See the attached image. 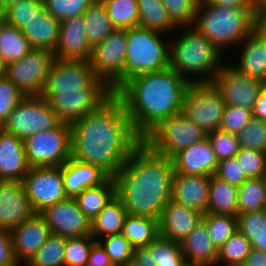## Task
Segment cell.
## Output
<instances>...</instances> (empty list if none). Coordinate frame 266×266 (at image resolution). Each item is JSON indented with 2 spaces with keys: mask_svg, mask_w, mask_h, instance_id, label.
<instances>
[{
  "mask_svg": "<svg viewBox=\"0 0 266 266\" xmlns=\"http://www.w3.org/2000/svg\"><path fill=\"white\" fill-rule=\"evenodd\" d=\"M133 259L140 266H155V260L152 256V252L148 247L134 248Z\"/></svg>",
  "mask_w": 266,
  "mask_h": 266,
  "instance_id": "6f0895ef",
  "label": "cell"
},
{
  "mask_svg": "<svg viewBox=\"0 0 266 266\" xmlns=\"http://www.w3.org/2000/svg\"><path fill=\"white\" fill-rule=\"evenodd\" d=\"M128 215L121 199L115 195L98 215L91 220V236L98 241L102 237L121 234Z\"/></svg>",
  "mask_w": 266,
  "mask_h": 266,
  "instance_id": "f1b7e54d",
  "label": "cell"
},
{
  "mask_svg": "<svg viewBox=\"0 0 266 266\" xmlns=\"http://www.w3.org/2000/svg\"><path fill=\"white\" fill-rule=\"evenodd\" d=\"M211 176L184 175L174 172L171 200L207 213Z\"/></svg>",
  "mask_w": 266,
  "mask_h": 266,
  "instance_id": "603a6c76",
  "label": "cell"
},
{
  "mask_svg": "<svg viewBox=\"0 0 266 266\" xmlns=\"http://www.w3.org/2000/svg\"><path fill=\"white\" fill-rule=\"evenodd\" d=\"M71 157L114 177L142 143L125 105L114 94L98 110L70 123Z\"/></svg>",
  "mask_w": 266,
  "mask_h": 266,
  "instance_id": "6da1fadb",
  "label": "cell"
},
{
  "mask_svg": "<svg viewBox=\"0 0 266 266\" xmlns=\"http://www.w3.org/2000/svg\"><path fill=\"white\" fill-rule=\"evenodd\" d=\"M44 9L60 22L83 15L94 0H42Z\"/></svg>",
  "mask_w": 266,
  "mask_h": 266,
  "instance_id": "ee69618b",
  "label": "cell"
},
{
  "mask_svg": "<svg viewBox=\"0 0 266 266\" xmlns=\"http://www.w3.org/2000/svg\"><path fill=\"white\" fill-rule=\"evenodd\" d=\"M104 6L115 28L128 29L139 25L137 0H109Z\"/></svg>",
  "mask_w": 266,
  "mask_h": 266,
  "instance_id": "f35d334b",
  "label": "cell"
},
{
  "mask_svg": "<svg viewBox=\"0 0 266 266\" xmlns=\"http://www.w3.org/2000/svg\"><path fill=\"white\" fill-rule=\"evenodd\" d=\"M155 260V266H184L185 258L180 243L158 236L147 246Z\"/></svg>",
  "mask_w": 266,
  "mask_h": 266,
  "instance_id": "b9f144b4",
  "label": "cell"
},
{
  "mask_svg": "<svg viewBox=\"0 0 266 266\" xmlns=\"http://www.w3.org/2000/svg\"><path fill=\"white\" fill-rule=\"evenodd\" d=\"M203 213L170 200L159 219V236L175 242L182 241L202 220Z\"/></svg>",
  "mask_w": 266,
  "mask_h": 266,
  "instance_id": "7402d4cb",
  "label": "cell"
},
{
  "mask_svg": "<svg viewBox=\"0 0 266 266\" xmlns=\"http://www.w3.org/2000/svg\"><path fill=\"white\" fill-rule=\"evenodd\" d=\"M255 9L217 6L199 1L193 27L221 53L240 45L254 30Z\"/></svg>",
  "mask_w": 266,
  "mask_h": 266,
  "instance_id": "5b68a950",
  "label": "cell"
},
{
  "mask_svg": "<svg viewBox=\"0 0 266 266\" xmlns=\"http://www.w3.org/2000/svg\"><path fill=\"white\" fill-rule=\"evenodd\" d=\"M19 0H0V9L4 11L9 6L17 3Z\"/></svg>",
  "mask_w": 266,
  "mask_h": 266,
  "instance_id": "e7e4bbea",
  "label": "cell"
},
{
  "mask_svg": "<svg viewBox=\"0 0 266 266\" xmlns=\"http://www.w3.org/2000/svg\"><path fill=\"white\" fill-rule=\"evenodd\" d=\"M95 242L91 235L66 238L65 266H83L88 261L90 249Z\"/></svg>",
  "mask_w": 266,
  "mask_h": 266,
  "instance_id": "7dc6e473",
  "label": "cell"
},
{
  "mask_svg": "<svg viewBox=\"0 0 266 266\" xmlns=\"http://www.w3.org/2000/svg\"><path fill=\"white\" fill-rule=\"evenodd\" d=\"M207 134L182 113L161 120L142 142L155 154L172 158L179 151L205 139Z\"/></svg>",
  "mask_w": 266,
  "mask_h": 266,
  "instance_id": "52a82bcc",
  "label": "cell"
},
{
  "mask_svg": "<svg viewBox=\"0 0 266 266\" xmlns=\"http://www.w3.org/2000/svg\"><path fill=\"white\" fill-rule=\"evenodd\" d=\"M83 17L87 40L92 48L105 40L116 29L102 3L94 2L83 14Z\"/></svg>",
  "mask_w": 266,
  "mask_h": 266,
  "instance_id": "e575fe53",
  "label": "cell"
},
{
  "mask_svg": "<svg viewBox=\"0 0 266 266\" xmlns=\"http://www.w3.org/2000/svg\"><path fill=\"white\" fill-rule=\"evenodd\" d=\"M20 31L29 40L32 48L55 52L60 33V21L45 9L32 18Z\"/></svg>",
  "mask_w": 266,
  "mask_h": 266,
  "instance_id": "83f0119b",
  "label": "cell"
},
{
  "mask_svg": "<svg viewBox=\"0 0 266 266\" xmlns=\"http://www.w3.org/2000/svg\"><path fill=\"white\" fill-rule=\"evenodd\" d=\"M13 251L19 265H26L51 235L44 218L35 213L11 231Z\"/></svg>",
  "mask_w": 266,
  "mask_h": 266,
  "instance_id": "d6986e66",
  "label": "cell"
},
{
  "mask_svg": "<svg viewBox=\"0 0 266 266\" xmlns=\"http://www.w3.org/2000/svg\"><path fill=\"white\" fill-rule=\"evenodd\" d=\"M0 266H20L14 255L11 232L5 229H0Z\"/></svg>",
  "mask_w": 266,
  "mask_h": 266,
  "instance_id": "11a10c76",
  "label": "cell"
},
{
  "mask_svg": "<svg viewBox=\"0 0 266 266\" xmlns=\"http://www.w3.org/2000/svg\"><path fill=\"white\" fill-rule=\"evenodd\" d=\"M88 262L93 263L95 266H107L111 264L109 256L98 241L90 249Z\"/></svg>",
  "mask_w": 266,
  "mask_h": 266,
  "instance_id": "9f6ffc18",
  "label": "cell"
},
{
  "mask_svg": "<svg viewBox=\"0 0 266 266\" xmlns=\"http://www.w3.org/2000/svg\"><path fill=\"white\" fill-rule=\"evenodd\" d=\"M139 8V27L151 29L165 35L178 26L169 17V14L161 0H137ZM167 33V34H166Z\"/></svg>",
  "mask_w": 266,
  "mask_h": 266,
  "instance_id": "1f68e13d",
  "label": "cell"
},
{
  "mask_svg": "<svg viewBox=\"0 0 266 266\" xmlns=\"http://www.w3.org/2000/svg\"><path fill=\"white\" fill-rule=\"evenodd\" d=\"M30 167L62 166L71 158L70 124L60 122L55 128L31 135L24 140Z\"/></svg>",
  "mask_w": 266,
  "mask_h": 266,
  "instance_id": "ba28073f",
  "label": "cell"
},
{
  "mask_svg": "<svg viewBox=\"0 0 266 266\" xmlns=\"http://www.w3.org/2000/svg\"><path fill=\"white\" fill-rule=\"evenodd\" d=\"M119 266H140L134 259H131L129 261H126L124 264H121Z\"/></svg>",
  "mask_w": 266,
  "mask_h": 266,
  "instance_id": "003e7915",
  "label": "cell"
},
{
  "mask_svg": "<svg viewBox=\"0 0 266 266\" xmlns=\"http://www.w3.org/2000/svg\"><path fill=\"white\" fill-rule=\"evenodd\" d=\"M251 119H253L252 110L226 105L219 129L237 135Z\"/></svg>",
  "mask_w": 266,
  "mask_h": 266,
  "instance_id": "f5cc1de1",
  "label": "cell"
},
{
  "mask_svg": "<svg viewBox=\"0 0 266 266\" xmlns=\"http://www.w3.org/2000/svg\"><path fill=\"white\" fill-rule=\"evenodd\" d=\"M33 48L20 29L5 23L0 31V57L6 64L17 61Z\"/></svg>",
  "mask_w": 266,
  "mask_h": 266,
  "instance_id": "d590c367",
  "label": "cell"
},
{
  "mask_svg": "<svg viewBox=\"0 0 266 266\" xmlns=\"http://www.w3.org/2000/svg\"><path fill=\"white\" fill-rule=\"evenodd\" d=\"M252 249L238 230L218 249L216 266H241Z\"/></svg>",
  "mask_w": 266,
  "mask_h": 266,
  "instance_id": "74e56055",
  "label": "cell"
},
{
  "mask_svg": "<svg viewBox=\"0 0 266 266\" xmlns=\"http://www.w3.org/2000/svg\"><path fill=\"white\" fill-rule=\"evenodd\" d=\"M22 182L35 213L68 198L62 166L30 167Z\"/></svg>",
  "mask_w": 266,
  "mask_h": 266,
  "instance_id": "5bb4252c",
  "label": "cell"
},
{
  "mask_svg": "<svg viewBox=\"0 0 266 266\" xmlns=\"http://www.w3.org/2000/svg\"><path fill=\"white\" fill-rule=\"evenodd\" d=\"M83 266H95V265L93 263H90V262L87 261ZM107 266H118V265L111 263V264H109Z\"/></svg>",
  "mask_w": 266,
  "mask_h": 266,
  "instance_id": "2644e50d",
  "label": "cell"
},
{
  "mask_svg": "<svg viewBox=\"0 0 266 266\" xmlns=\"http://www.w3.org/2000/svg\"><path fill=\"white\" fill-rule=\"evenodd\" d=\"M169 17L179 26H193L200 0H161Z\"/></svg>",
  "mask_w": 266,
  "mask_h": 266,
  "instance_id": "c3c4849f",
  "label": "cell"
},
{
  "mask_svg": "<svg viewBox=\"0 0 266 266\" xmlns=\"http://www.w3.org/2000/svg\"><path fill=\"white\" fill-rule=\"evenodd\" d=\"M179 243L188 265L216 266L218 249L213 244L203 219Z\"/></svg>",
  "mask_w": 266,
  "mask_h": 266,
  "instance_id": "d4e9b609",
  "label": "cell"
},
{
  "mask_svg": "<svg viewBox=\"0 0 266 266\" xmlns=\"http://www.w3.org/2000/svg\"><path fill=\"white\" fill-rule=\"evenodd\" d=\"M163 35L164 33L139 26L126 29L124 72L111 86L114 92L131 77L169 68L170 43L165 44Z\"/></svg>",
  "mask_w": 266,
  "mask_h": 266,
  "instance_id": "8992f818",
  "label": "cell"
},
{
  "mask_svg": "<svg viewBox=\"0 0 266 266\" xmlns=\"http://www.w3.org/2000/svg\"><path fill=\"white\" fill-rule=\"evenodd\" d=\"M64 189L69 198H75L84 189L98 186L109 176L99 167L72 157L62 165Z\"/></svg>",
  "mask_w": 266,
  "mask_h": 266,
  "instance_id": "4316f807",
  "label": "cell"
},
{
  "mask_svg": "<svg viewBox=\"0 0 266 266\" xmlns=\"http://www.w3.org/2000/svg\"><path fill=\"white\" fill-rule=\"evenodd\" d=\"M98 242L113 264L119 266L133 259L134 247L122 233L102 237Z\"/></svg>",
  "mask_w": 266,
  "mask_h": 266,
  "instance_id": "bcb514c9",
  "label": "cell"
},
{
  "mask_svg": "<svg viewBox=\"0 0 266 266\" xmlns=\"http://www.w3.org/2000/svg\"><path fill=\"white\" fill-rule=\"evenodd\" d=\"M207 213L238 215V186L211 175Z\"/></svg>",
  "mask_w": 266,
  "mask_h": 266,
  "instance_id": "f546056e",
  "label": "cell"
},
{
  "mask_svg": "<svg viewBox=\"0 0 266 266\" xmlns=\"http://www.w3.org/2000/svg\"><path fill=\"white\" fill-rule=\"evenodd\" d=\"M202 219L206 222L209 236L219 249L237 230V216L205 213Z\"/></svg>",
  "mask_w": 266,
  "mask_h": 266,
  "instance_id": "60d3db41",
  "label": "cell"
},
{
  "mask_svg": "<svg viewBox=\"0 0 266 266\" xmlns=\"http://www.w3.org/2000/svg\"><path fill=\"white\" fill-rule=\"evenodd\" d=\"M51 234L72 238L91 234V221L79 209L74 198H66L39 213Z\"/></svg>",
  "mask_w": 266,
  "mask_h": 266,
  "instance_id": "e0dca14e",
  "label": "cell"
},
{
  "mask_svg": "<svg viewBox=\"0 0 266 266\" xmlns=\"http://www.w3.org/2000/svg\"><path fill=\"white\" fill-rule=\"evenodd\" d=\"M218 161L234 158L240 150L237 135L221 129L207 133Z\"/></svg>",
  "mask_w": 266,
  "mask_h": 266,
  "instance_id": "681fc988",
  "label": "cell"
},
{
  "mask_svg": "<svg viewBox=\"0 0 266 266\" xmlns=\"http://www.w3.org/2000/svg\"><path fill=\"white\" fill-rule=\"evenodd\" d=\"M266 210V176L248 178L238 187V214Z\"/></svg>",
  "mask_w": 266,
  "mask_h": 266,
  "instance_id": "836d02e7",
  "label": "cell"
},
{
  "mask_svg": "<svg viewBox=\"0 0 266 266\" xmlns=\"http://www.w3.org/2000/svg\"><path fill=\"white\" fill-rule=\"evenodd\" d=\"M254 30L266 39V11L255 12Z\"/></svg>",
  "mask_w": 266,
  "mask_h": 266,
  "instance_id": "6125c7cd",
  "label": "cell"
},
{
  "mask_svg": "<svg viewBox=\"0 0 266 266\" xmlns=\"http://www.w3.org/2000/svg\"><path fill=\"white\" fill-rule=\"evenodd\" d=\"M107 1H109V0H94V2L102 3V4L106 3Z\"/></svg>",
  "mask_w": 266,
  "mask_h": 266,
  "instance_id": "8c879c8a",
  "label": "cell"
},
{
  "mask_svg": "<svg viewBox=\"0 0 266 266\" xmlns=\"http://www.w3.org/2000/svg\"><path fill=\"white\" fill-rule=\"evenodd\" d=\"M66 238L51 234L24 266H65Z\"/></svg>",
  "mask_w": 266,
  "mask_h": 266,
  "instance_id": "ab89813d",
  "label": "cell"
},
{
  "mask_svg": "<svg viewBox=\"0 0 266 266\" xmlns=\"http://www.w3.org/2000/svg\"><path fill=\"white\" fill-rule=\"evenodd\" d=\"M239 60L230 65L237 72L250 78L266 79V39L253 30L240 44Z\"/></svg>",
  "mask_w": 266,
  "mask_h": 266,
  "instance_id": "484cf974",
  "label": "cell"
},
{
  "mask_svg": "<svg viewBox=\"0 0 266 266\" xmlns=\"http://www.w3.org/2000/svg\"><path fill=\"white\" fill-rule=\"evenodd\" d=\"M5 23L6 21L4 17V12L0 9V31Z\"/></svg>",
  "mask_w": 266,
  "mask_h": 266,
  "instance_id": "a7ac6f4b",
  "label": "cell"
},
{
  "mask_svg": "<svg viewBox=\"0 0 266 266\" xmlns=\"http://www.w3.org/2000/svg\"><path fill=\"white\" fill-rule=\"evenodd\" d=\"M256 12L266 11V0H253Z\"/></svg>",
  "mask_w": 266,
  "mask_h": 266,
  "instance_id": "be15d7a7",
  "label": "cell"
},
{
  "mask_svg": "<svg viewBox=\"0 0 266 266\" xmlns=\"http://www.w3.org/2000/svg\"><path fill=\"white\" fill-rule=\"evenodd\" d=\"M101 82L102 80L95 75L90 61L55 58L40 97L49 102L61 92L96 88Z\"/></svg>",
  "mask_w": 266,
  "mask_h": 266,
  "instance_id": "8fae6325",
  "label": "cell"
},
{
  "mask_svg": "<svg viewBox=\"0 0 266 266\" xmlns=\"http://www.w3.org/2000/svg\"><path fill=\"white\" fill-rule=\"evenodd\" d=\"M190 83L171 68L131 77L115 94L126 107L135 132L143 138L161 120L181 113Z\"/></svg>",
  "mask_w": 266,
  "mask_h": 266,
  "instance_id": "3957f363",
  "label": "cell"
},
{
  "mask_svg": "<svg viewBox=\"0 0 266 266\" xmlns=\"http://www.w3.org/2000/svg\"><path fill=\"white\" fill-rule=\"evenodd\" d=\"M176 40L170 44L169 68L190 84L211 83L226 63L221 53L193 26H179ZM224 56V57H223Z\"/></svg>",
  "mask_w": 266,
  "mask_h": 266,
  "instance_id": "277c9868",
  "label": "cell"
},
{
  "mask_svg": "<svg viewBox=\"0 0 266 266\" xmlns=\"http://www.w3.org/2000/svg\"><path fill=\"white\" fill-rule=\"evenodd\" d=\"M241 266H266V251L252 248Z\"/></svg>",
  "mask_w": 266,
  "mask_h": 266,
  "instance_id": "91938a15",
  "label": "cell"
},
{
  "mask_svg": "<svg viewBox=\"0 0 266 266\" xmlns=\"http://www.w3.org/2000/svg\"><path fill=\"white\" fill-rule=\"evenodd\" d=\"M126 50V29L117 28L92 48L90 63L94 73L110 87L124 72Z\"/></svg>",
  "mask_w": 266,
  "mask_h": 266,
  "instance_id": "9a60e30c",
  "label": "cell"
},
{
  "mask_svg": "<svg viewBox=\"0 0 266 266\" xmlns=\"http://www.w3.org/2000/svg\"><path fill=\"white\" fill-rule=\"evenodd\" d=\"M214 176L238 187L248 179L236 157L219 161Z\"/></svg>",
  "mask_w": 266,
  "mask_h": 266,
  "instance_id": "db71d44e",
  "label": "cell"
},
{
  "mask_svg": "<svg viewBox=\"0 0 266 266\" xmlns=\"http://www.w3.org/2000/svg\"><path fill=\"white\" fill-rule=\"evenodd\" d=\"M225 107L211 83L190 84L183 97L181 113L207 134L220 128Z\"/></svg>",
  "mask_w": 266,
  "mask_h": 266,
  "instance_id": "9c48e42d",
  "label": "cell"
},
{
  "mask_svg": "<svg viewBox=\"0 0 266 266\" xmlns=\"http://www.w3.org/2000/svg\"><path fill=\"white\" fill-rule=\"evenodd\" d=\"M25 95L5 76L0 78V127Z\"/></svg>",
  "mask_w": 266,
  "mask_h": 266,
  "instance_id": "816d5d0a",
  "label": "cell"
},
{
  "mask_svg": "<svg viewBox=\"0 0 266 266\" xmlns=\"http://www.w3.org/2000/svg\"><path fill=\"white\" fill-rule=\"evenodd\" d=\"M202 1L217 6L255 9L253 0H202Z\"/></svg>",
  "mask_w": 266,
  "mask_h": 266,
  "instance_id": "680465c9",
  "label": "cell"
},
{
  "mask_svg": "<svg viewBox=\"0 0 266 266\" xmlns=\"http://www.w3.org/2000/svg\"><path fill=\"white\" fill-rule=\"evenodd\" d=\"M60 122L46 99L25 96L1 127L24 141L35 133L55 128Z\"/></svg>",
  "mask_w": 266,
  "mask_h": 266,
  "instance_id": "30bf717a",
  "label": "cell"
},
{
  "mask_svg": "<svg viewBox=\"0 0 266 266\" xmlns=\"http://www.w3.org/2000/svg\"><path fill=\"white\" fill-rule=\"evenodd\" d=\"M252 113L253 118L266 121V96L262 91L255 101Z\"/></svg>",
  "mask_w": 266,
  "mask_h": 266,
  "instance_id": "94428289",
  "label": "cell"
},
{
  "mask_svg": "<svg viewBox=\"0 0 266 266\" xmlns=\"http://www.w3.org/2000/svg\"><path fill=\"white\" fill-rule=\"evenodd\" d=\"M114 94L111 87L102 81L96 88L56 94L49 104L61 122L70 124L98 110Z\"/></svg>",
  "mask_w": 266,
  "mask_h": 266,
  "instance_id": "4fadbf2b",
  "label": "cell"
},
{
  "mask_svg": "<svg viewBox=\"0 0 266 266\" xmlns=\"http://www.w3.org/2000/svg\"><path fill=\"white\" fill-rule=\"evenodd\" d=\"M6 69H7V64L0 57V78L6 76Z\"/></svg>",
  "mask_w": 266,
  "mask_h": 266,
  "instance_id": "03108f58",
  "label": "cell"
},
{
  "mask_svg": "<svg viewBox=\"0 0 266 266\" xmlns=\"http://www.w3.org/2000/svg\"><path fill=\"white\" fill-rule=\"evenodd\" d=\"M262 81L237 72L225 63L215 75L211 84L219 92L225 105L244 107L253 110L261 92Z\"/></svg>",
  "mask_w": 266,
  "mask_h": 266,
  "instance_id": "2e32d148",
  "label": "cell"
},
{
  "mask_svg": "<svg viewBox=\"0 0 266 266\" xmlns=\"http://www.w3.org/2000/svg\"><path fill=\"white\" fill-rule=\"evenodd\" d=\"M122 234L134 248L147 247L159 236V220L128 214L123 224Z\"/></svg>",
  "mask_w": 266,
  "mask_h": 266,
  "instance_id": "d6a6232c",
  "label": "cell"
},
{
  "mask_svg": "<svg viewBox=\"0 0 266 266\" xmlns=\"http://www.w3.org/2000/svg\"><path fill=\"white\" fill-rule=\"evenodd\" d=\"M261 91L266 96V79L264 81H262V83H261Z\"/></svg>",
  "mask_w": 266,
  "mask_h": 266,
  "instance_id": "89a4df30",
  "label": "cell"
},
{
  "mask_svg": "<svg viewBox=\"0 0 266 266\" xmlns=\"http://www.w3.org/2000/svg\"><path fill=\"white\" fill-rule=\"evenodd\" d=\"M34 214L23 182L0 180V229L11 231Z\"/></svg>",
  "mask_w": 266,
  "mask_h": 266,
  "instance_id": "ac0fdd59",
  "label": "cell"
},
{
  "mask_svg": "<svg viewBox=\"0 0 266 266\" xmlns=\"http://www.w3.org/2000/svg\"><path fill=\"white\" fill-rule=\"evenodd\" d=\"M237 228L253 249L266 251V210L238 214Z\"/></svg>",
  "mask_w": 266,
  "mask_h": 266,
  "instance_id": "8d00e7d4",
  "label": "cell"
},
{
  "mask_svg": "<svg viewBox=\"0 0 266 266\" xmlns=\"http://www.w3.org/2000/svg\"><path fill=\"white\" fill-rule=\"evenodd\" d=\"M54 60L53 52L33 48L19 60L7 64L6 77L25 96H40Z\"/></svg>",
  "mask_w": 266,
  "mask_h": 266,
  "instance_id": "7c38bea8",
  "label": "cell"
},
{
  "mask_svg": "<svg viewBox=\"0 0 266 266\" xmlns=\"http://www.w3.org/2000/svg\"><path fill=\"white\" fill-rule=\"evenodd\" d=\"M174 172L184 175L211 176L219 161L208 137L172 157Z\"/></svg>",
  "mask_w": 266,
  "mask_h": 266,
  "instance_id": "44dd1931",
  "label": "cell"
},
{
  "mask_svg": "<svg viewBox=\"0 0 266 266\" xmlns=\"http://www.w3.org/2000/svg\"><path fill=\"white\" fill-rule=\"evenodd\" d=\"M54 55L64 60L90 61L92 47L87 40L83 15L60 22L59 42Z\"/></svg>",
  "mask_w": 266,
  "mask_h": 266,
  "instance_id": "ffe728a7",
  "label": "cell"
},
{
  "mask_svg": "<svg viewBox=\"0 0 266 266\" xmlns=\"http://www.w3.org/2000/svg\"><path fill=\"white\" fill-rule=\"evenodd\" d=\"M115 195V179L114 177H108L100 185L84 189L74 199L79 209L91 221Z\"/></svg>",
  "mask_w": 266,
  "mask_h": 266,
  "instance_id": "4dcf8cb0",
  "label": "cell"
},
{
  "mask_svg": "<svg viewBox=\"0 0 266 266\" xmlns=\"http://www.w3.org/2000/svg\"><path fill=\"white\" fill-rule=\"evenodd\" d=\"M235 157L247 178L266 176V153L240 148Z\"/></svg>",
  "mask_w": 266,
  "mask_h": 266,
  "instance_id": "f907efd6",
  "label": "cell"
},
{
  "mask_svg": "<svg viewBox=\"0 0 266 266\" xmlns=\"http://www.w3.org/2000/svg\"><path fill=\"white\" fill-rule=\"evenodd\" d=\"M172 158L152 152L143 142L114 176L116 195L130 215L160 219L171 200Z\"/></svg>",
  "mask_w": 266,
  "mask_h": 266,
  "instance_id": "7a4b0ae2",
  "label": "cell"
},
{
  "mask_svg": "<svg viewBox=\"0 0 266 266\" xmlns=\"http://www.w3.org/2000/svg\"><path fill=\"white\" fill-rule=\"evenodd\" d=\"M29 168L24 141L0 127V180L22 182Z\"/></svg>",
  "mask_w": 266,
  "mask_h": 266,
  "instance_id": "cb8c5ba5",
  "label": "cell"
},
{
  "mask_svg": "<svg viewBox=\"0 0 266 266\" xmlns=\"http://www.w3.org/2000/svg\"><path fill=\"white\" fill-rule=\"evenodd\" d=\"M240 148L266 153V121L251 119L237 134Z\"/></svg>",
  "mask_w": 266,
  "mask_h": 266,
  "instance_id": "f6af8a7d",
  "label": "cell"
},
{
  "mask_svg": "<svg viewBox=\"0 0 266 266\" xmlns=\"http://www.w3.org/2000/svg\"><path fill=\"white\" fill-rule=\"evenodd\" d=\"M43 10L42 0H19L3 12L6 23L20 29Z\"/></svg>",
  "mask_w": 266,
  "mask_h": 266,
  "instance_id": "7bdbcfd3",
  "label": "cell"
}]
</instances>
